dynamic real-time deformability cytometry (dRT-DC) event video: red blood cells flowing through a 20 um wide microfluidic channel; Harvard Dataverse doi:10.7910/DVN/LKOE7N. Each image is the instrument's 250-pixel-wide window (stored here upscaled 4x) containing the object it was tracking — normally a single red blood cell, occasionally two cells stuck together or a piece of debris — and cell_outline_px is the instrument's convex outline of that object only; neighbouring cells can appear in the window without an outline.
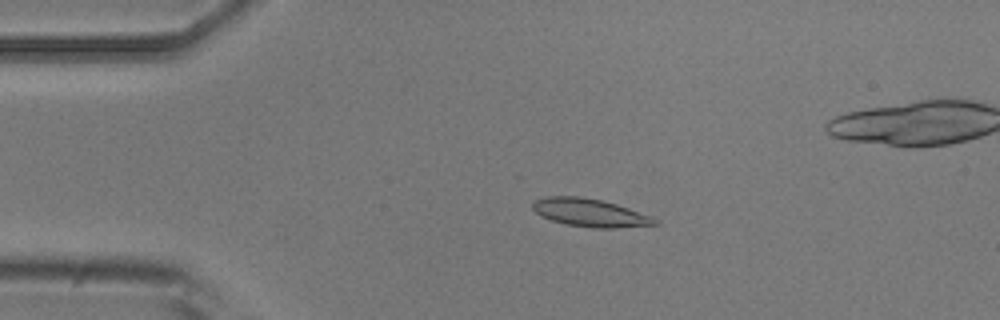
{"species": "common noctule bat (a hibernating species)", "species_latin": "Nyctalus noctula", "temperature_condition": "room temperature", "stored_images_in_passage": 55, "camera_frame_rate_fps": 3000, "um_per_image_px": 0.085, "animal": {"sex": "male", "body_mass_g": 20.5, "forearm_length_mm": 52.5}, "frame": {"image": 1, "passage_image": 11, "time_ms": 3.333, "image_size_px": [1000, 320], "cell_outline_px": [[660, 224], [616, 228], [592, 228], [564, 224], [552, 220], [536, 212], [532, 208], [532, 200], [548, 196], [580, 196], [604, 200], [652, 216]], "centroid_in_image_um": [50.14, 18.07], "position_along_channel_um": 34.9, "area_um2": 20.0}}
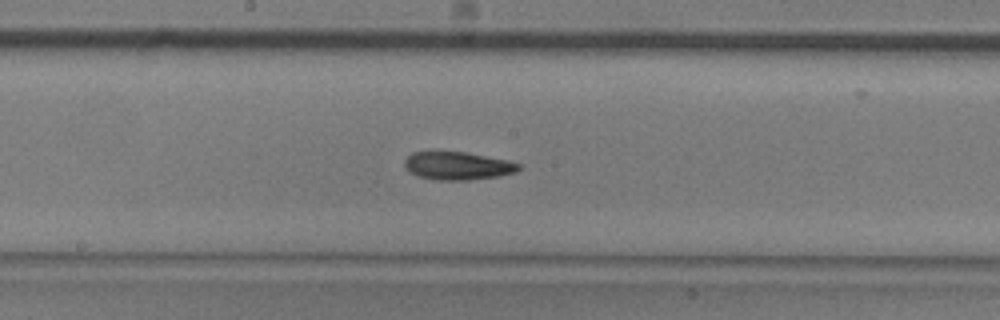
{"frame": {"image": 2, "passage_image": 28, "time_ms": 9.0, "image_size_px": [1000, 320], "cell_outline_px": [[520, 168], [516, 172], [500, 176], [468, 180], [436, 180], [416, 176], [408, 172], [404, 164], [404, 160], [412, 152], [464, 152], [508, 160], [520, 164]], "centroid_in_image_um": [38.88, 14.1], "position_along_channel_um": 209.3, "area_um2": 18.67}}
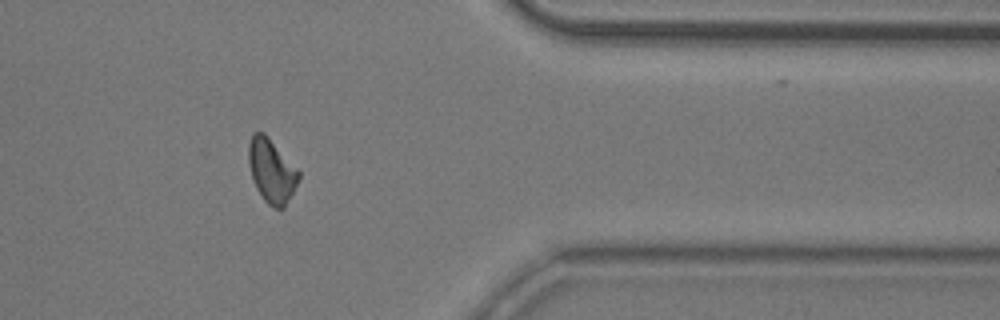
{"frame": {"image": 3, "passage_image": 44, "time_ms": 14.333, "image_size_px": [1000, 320], "cell_outline_px": [[300, 180], [284, 208], [276, 208], [268, 204], [264, 200], [256, 188], [248, 164], [248, 144], [252, 132], [264, 132], [300, 172]], "centroid_in_image_um": [23.08, 14.51], "position_along_channel_um": 388.3, "area_um2": 18.61}, "authors_computed_cell_mechanics": {"area_um2": 18.6694, "velocity_mm_per_s": 3.7046, "shape_relaxation_time_tau1_ms": 6.7155, "shape_relaxation_time_tau2_ms": 3.2428, "deformation_change_tau1": 0.1503, "deformation_change_tau2": 0.0968}}